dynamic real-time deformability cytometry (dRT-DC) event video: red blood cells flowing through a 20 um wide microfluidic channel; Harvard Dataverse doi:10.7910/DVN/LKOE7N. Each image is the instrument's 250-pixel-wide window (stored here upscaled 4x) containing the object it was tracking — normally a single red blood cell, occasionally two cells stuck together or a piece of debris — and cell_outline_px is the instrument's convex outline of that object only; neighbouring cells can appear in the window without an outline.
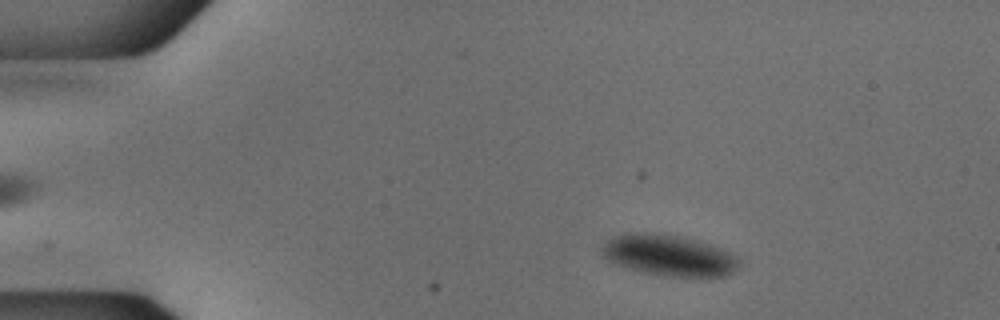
{"species": "common noctule bat (a hibernating species)", "species_latin": "Nyctalus noctula", "temperature_condition": "cold", "stored_images_in_passage": 52, "camera_frame_rate_fps": 3000, "um_per_image_px": 0.085, "animal": {"sex": "male", "body_mass_g": 18.8}, "frame": {"image": 1, "passage_image": 7, "time_ms": 2.0, "image_size_px": [1000, 320], "cell_outline_px": [[740, 264], [732, 272], [724, 276], [664, 276], [644, 272], [616, 264], [608, 260], [600, 252], [600, 248], [612, 236], [624, 232], [652, 232], [676, 236], [708, 244], [720, 248], [736, 256], [740, 260]], "centroid_in_image_um": [56.8, 21.69], "position_along_channel_um": 28.2, "area_um2": 32.54}}
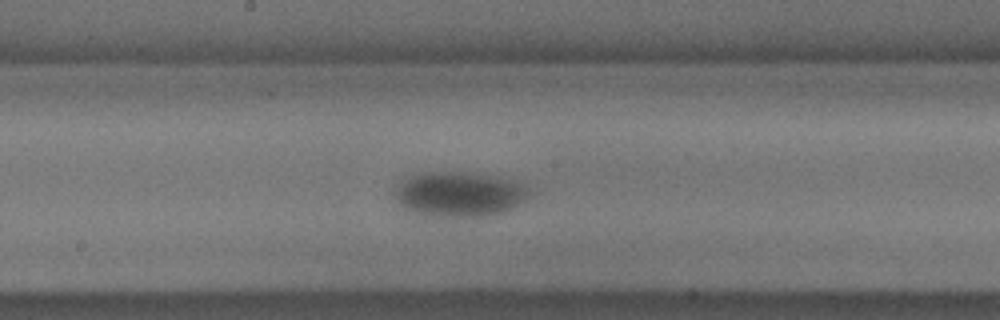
{"frame": {"image": 2, "passage_image": 27, "time_ms": 8.667, "image_size_px": [1000, 320], "cell_outline_px": [[528, 192], [512, 208], [504, 212], [484, 216], [424, 216], [412, 212], [404, 208], [400, 204], [392, 192], [396, 184], [404, 176], [420, 172], [472, 172], [500, 176], [524, 184], [528, 188]], "centroid_in_image_um": [38.92, 16.47], "position_along_channel_um": 209.3, "area_um2": 35.55}}
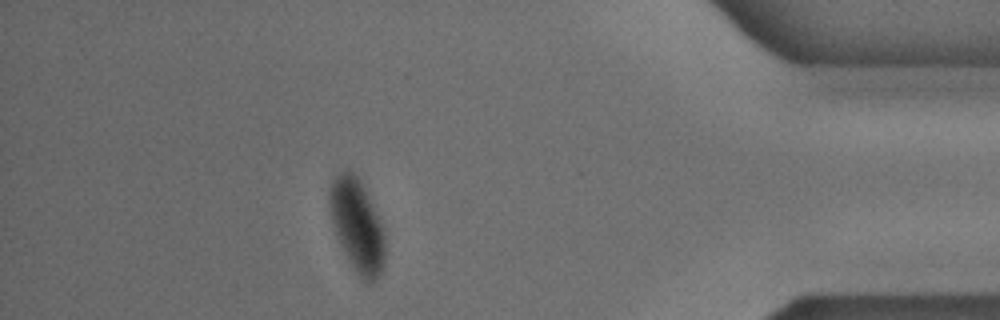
{"frame": {"image": 3, "passage_image": 46, "time_ms": 15.0, "image_size_px": [1000, 320], "cell_outline_px": [[384, 264], [380, 276], [372, 284], [368, 284], [360, 280], [352, 268], [336, 236], [328, 204], [328, 192], [332, 180], [336, 172], [348, 168], [360, 180], [380, 220], [384, 232]], "centroid_in_image_um": [30.34, 19.19], "position_along_channel_um": 404.9, "area_um2": 30.46}}